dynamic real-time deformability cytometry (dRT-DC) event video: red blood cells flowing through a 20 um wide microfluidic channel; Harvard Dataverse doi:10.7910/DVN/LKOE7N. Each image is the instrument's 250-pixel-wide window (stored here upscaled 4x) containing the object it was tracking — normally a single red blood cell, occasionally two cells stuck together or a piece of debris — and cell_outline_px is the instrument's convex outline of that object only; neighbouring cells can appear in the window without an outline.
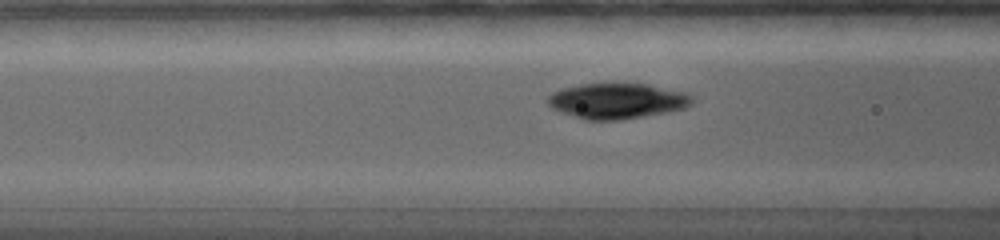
{"species": "common noctule bat (a hibernating species)", "species_latin": "Nyctalus noctula", "temperature_condition": "warm", "stored_images_in_passage": 64, "camera_frame_rate_fps": 5000, "um_per_image_px": 0.085, "animal": {"sex": "female", "body_mass_g": 19.0, "forearm_length_mm": 56.7}, "frame": {"image": 1, "passage_image": 22, "time_ms": 4.8, "image_size_px": [1000, 240], "cell_outline_px": [[692, 104], [684, 108], [668, 112], [624, 120], [584, 120], [552, 108], [548, 104], [548, 96], [552, 92], [564, 88], [580, 84], [648, 84], [688, 92], [692, 96]], "centroid_in_image_um": [52.49, 8.58], "position_along_channel_um": 114.1, "area_um2": 29.94}}
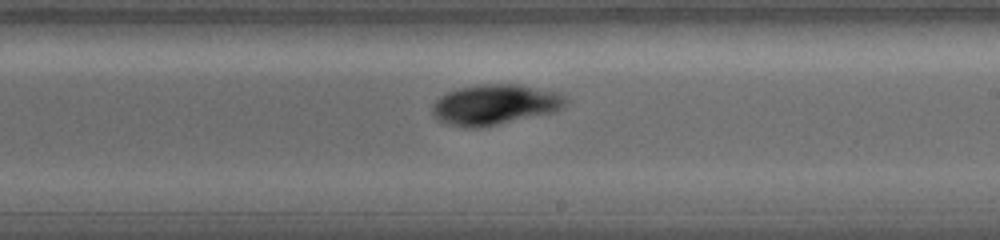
{"frame": {"image": 2, "passage_image": 38, "time_ms": 8.4, "image_size_px": [1000, 240], "cell_outline_px": [[568, 104], [552, 112], [480, 128], [464, 128], [448, 124], [436, 120], [432, 116], [432, 104], [440, 96], [448, 92], [460, 88], [476, 84], [520, 84], [560, 92], [568, 100]], "centroid_in_image_um": [42.04, 8.89], "position_along_channel_um": 247.0, "area_um2": 31.62}}
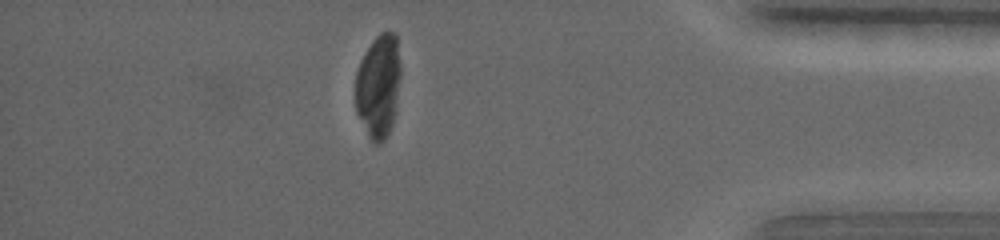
{"frame": {"image": 3, "passage_image": 63, "time_ms": 13.6, "image_size_px": [1000, 240], "cell_outline_px": [[400, 76], [396, 112], [392, 124], [384, 140], [380, 144], [372, 144], [356, 112], [356, 72], [360, 60], [364, 52], [372, 40], [380, 32], [392, 32], [396, 36], [400, 64]], "centroid_in_image_um": [32.16, 7.33], "position_along_channel_um": 403.0, "area_um2": 27.51}}